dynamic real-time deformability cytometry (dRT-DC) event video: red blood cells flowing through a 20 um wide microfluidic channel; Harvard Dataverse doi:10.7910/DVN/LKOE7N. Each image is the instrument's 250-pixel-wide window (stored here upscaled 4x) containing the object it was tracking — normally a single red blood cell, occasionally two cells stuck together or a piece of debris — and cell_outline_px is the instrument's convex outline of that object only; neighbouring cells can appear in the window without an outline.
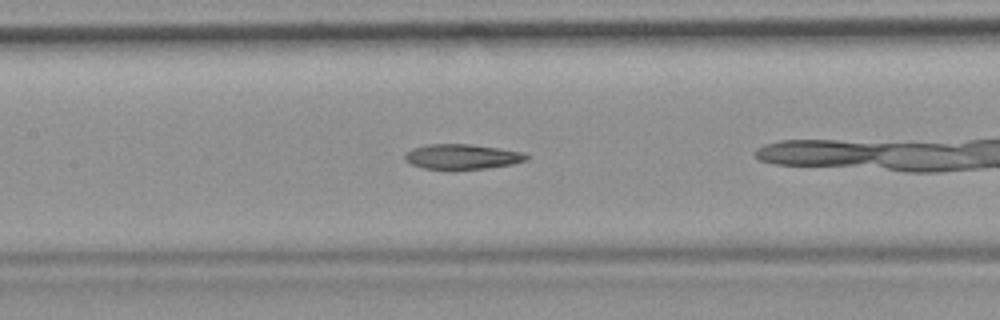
{"species": "common noctule bat (a hibernating species)", "species_latin": "Nyctalus noctula", "temperature_condition": "room temperature", "stored_images_in_passage": 25, "camera_frame_rate_fps": 3000, "um_per_image_px": 0.085, "animal": {"sex": "female", "body_mass_g": 19.9}, "frame": {"image": 1, "passage_image": 8, "time_ms": 2.333, "image_size_px": [1000, 320], "cell_outline_px": [[532, 156], [528, 160], [512, 164], [488, 168], [424, 168], [412, 164], [404, 160], [404, 156], [412, 148], [428, 144], [468, 144], [524, 152]], "centroid_in_image_um": [39.33, 13.3], "position_along_channel_um": 168.1, "area_um2": 17.46}}